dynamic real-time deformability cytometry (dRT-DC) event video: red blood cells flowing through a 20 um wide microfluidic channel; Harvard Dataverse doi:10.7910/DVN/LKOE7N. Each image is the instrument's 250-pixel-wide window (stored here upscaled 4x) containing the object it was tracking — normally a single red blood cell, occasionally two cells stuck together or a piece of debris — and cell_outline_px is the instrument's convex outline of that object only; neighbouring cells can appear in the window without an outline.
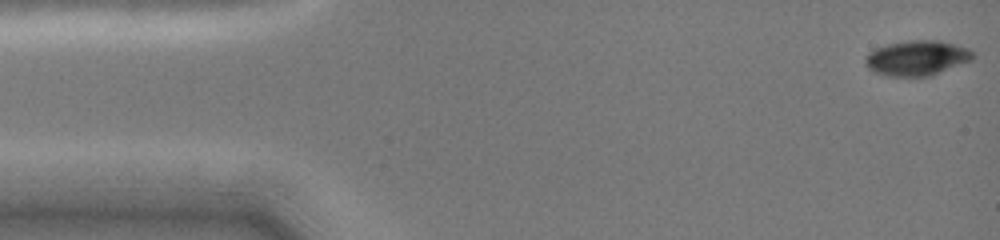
{"species": "common noctule bat (a hibernating species)", "species_latin": "Nyctalus noctula", "temperature_condition": "cold", "stored_images_in_passage": 24, "camera_frame_rate_fps": 3000, "um_per_image_px": 0.085, "animal": {"sex": "female", "body_mass_g": 19.0, "forearm_length_mm": 51.5}, "frame": {"image": 1, "passage_image": 1, "time_ms": 0.0, "image_size_px": [1000, 240], "cell_outline_px": [[976, 56], [972, 60], [932, 76], [888, 76], [876, 72], [868, 68], [864, 64], [864, 56], [868, 52], [876, 48], [888, 44], [908, 40], [940, 40], [956, 44], [968, 48], [976, 52]], "centroid_in_image_um": [77.97, 4.92], "position_along_channel_um": 7.0, "area_um2": 22.37}}
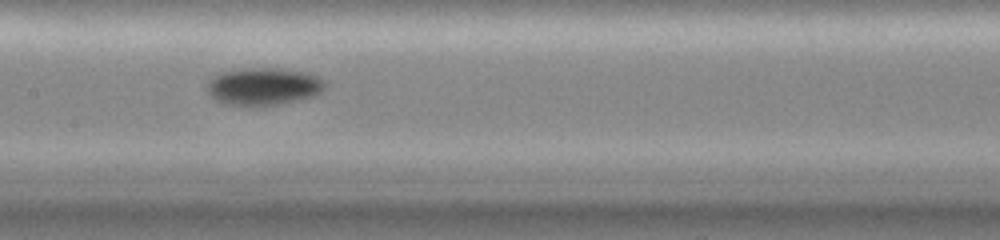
{"frame": {"image": 2, "passage_image": 14, "time_ms": 7.333, "image_size_px": [1000, 240], "cell_outline_px": [[324, 88], [320, 92], [312, 96], [296, 100], [276, 104], [224, 104], [212, 100], [208, 92], [208, 80], [212, 76], [220, 72], [244, 68], [288, 68], [304, 72], [316, 76], [324, 80]], "centroid_in_image_um": [22.35, 7.31], "position_along_channel_um": 185.1, "area_um2": 25.49}}
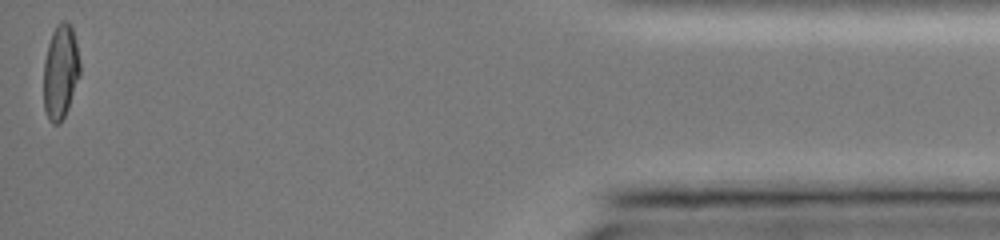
{"frame": {"image": 3, "passage_image": 24, "time_ms": 15.333, "image_size_px": [1000, 240], "cell_outline_px": [[80, 76], [68, 108], [60, 124], [52, 124], [48, 120], [44, 108], [44, 60], [48, 44], [52, 32], [56, 24], [60, 20], [64, 20], [72, 24], [80, 64]], "centroid_in_image_um": [5.14, 6.09], "position_along_channel_um": 430.1, "area_um2": 20.23}}